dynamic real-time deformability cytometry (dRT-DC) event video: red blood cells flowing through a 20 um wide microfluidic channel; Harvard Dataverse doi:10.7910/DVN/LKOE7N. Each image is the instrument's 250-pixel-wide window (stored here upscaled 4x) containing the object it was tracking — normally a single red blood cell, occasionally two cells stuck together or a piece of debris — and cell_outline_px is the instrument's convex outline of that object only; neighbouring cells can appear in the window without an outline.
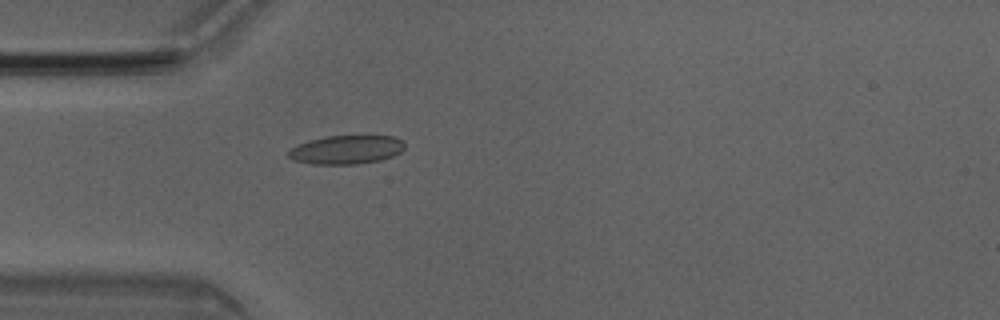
{"species": "Egyptian fruit bat (a non-hibernating species)", "species_latin": "Rousettus aegyptiacus", "temperature_condition": "room temperature", "stored_images_in_passage": 4, "camera_frame_rate_fps": 3000, "um_per_image_px": 0.085, "animal": {"sex": "male"}, "frame": {"image": 1, "passage_image": 4, "time_ms": 1.0, "image_size_px": [1000, 320], "cell_outline_px": [[404, 148], [400, 152], [392, 156], [380, 160], [356, 164], [312, 164], [292, 160], [288, 156], [288, 152], [292, 148], [300, 144], [324, 136], [396, 136], [404, 140]], "centroid_in_image_um": [29.47, 12.72], "position_along_channel_um": 55.5, "area_um2": 19.36}}